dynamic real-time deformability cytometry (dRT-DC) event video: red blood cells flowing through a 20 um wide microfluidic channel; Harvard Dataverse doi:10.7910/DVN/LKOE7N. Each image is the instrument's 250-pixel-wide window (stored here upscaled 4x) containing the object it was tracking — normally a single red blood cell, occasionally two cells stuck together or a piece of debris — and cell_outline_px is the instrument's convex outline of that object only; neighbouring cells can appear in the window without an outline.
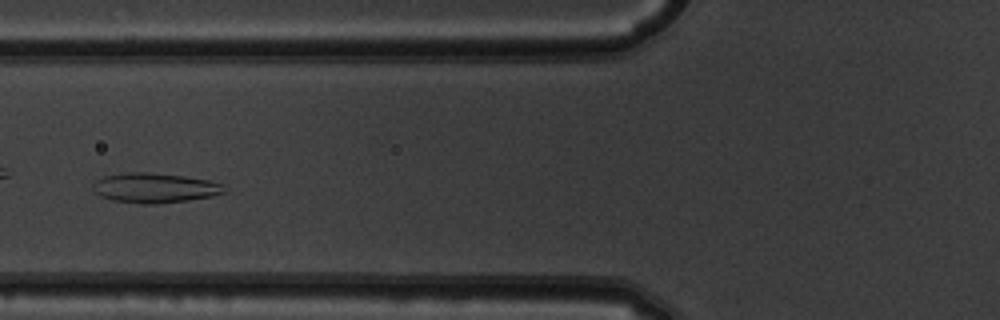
{"species": "common noctule bat (a hibernating species)", "species_latin": "Nyctalus noctula", "temperature_condition": "warm", "stored_images_in_passage": 54, "camera_frame_rate_fps": 3000, "um_per_image_px": 0.085, "animal": {"sex": "male", "body_mass_g": 19.5, "forearm_length_mm": 54.6}, "frame": {"image": 1, "passage_image": 22, "time_ms": 7.0, "image_size_px": [1000, 320], "cell_outline_px": [[228, 192], [212, 196], [188, 200], [156, 204], [140, 204], [112, 200], [100, 196], [92, 192], [92, 184], [96, 180], [104, 176], [128, 172], [148, 172], [184, 176], [208, 180], [224, 184]], "centroid_in_image_um": [13.14, 15.97], "position_along_channel_um": 112.7, "area_um2": 23.12}}
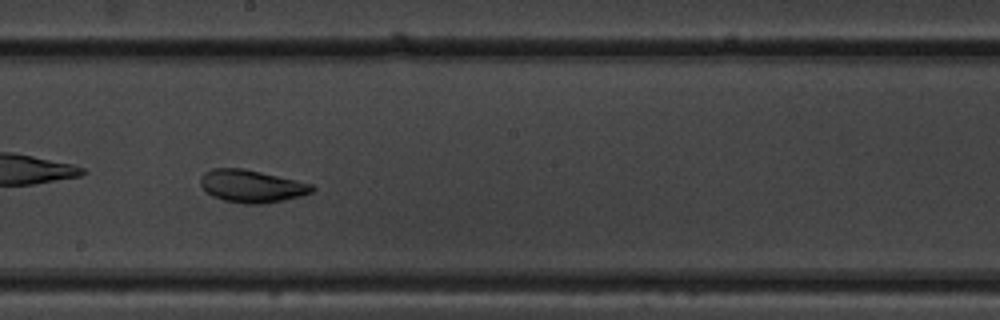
{"frame": {"image": 2, "passage_image": 31, "time_ms": 10.0, "image_size_px": [1000, 320], "cell_outline_px": [[316, 188], [312, 192], [300, 196], [284, 200], [260, 204], [244, 204], [224, 200], [212, 196], [200, 184], [200, 180], [204, 172], [212, 168], [244, 168], [296, 180], [312, 184]], "centroid_in_image_um": [21.39, 15.82], "position_along_channel_um": 226.8, "area_um2": 21.1}}
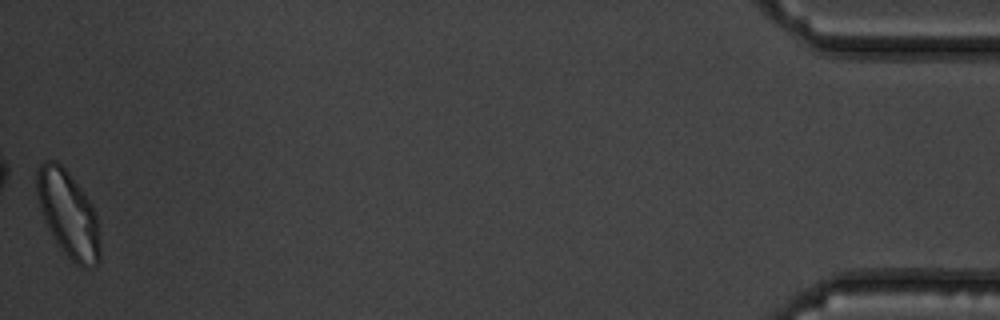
{"frame": {"image": 3, "passage_image": 54, "time_ms": 17.667, "image_size_px": [1000, 320], "cell_outline_px": [[100, 260], [96, 264], [88, 268], [84, 268], [76, 264], [64, 252], [52, 236], [48, 228], [40, 208], [36, 196], [36, 172], [40, 164], [44, 160], [56, 160], [68, 172], [84, 192], [92, 204], [96, 212], [100, 244]], "centroid_in_image_um": [5.8, 18.18], "position_along_channel_um": 429.4, "area_um2": 31.85}, "authors_computed_cell_mechanics": {"area_um2": 26.1545, "velocity_mm_per_s": 3.8175, "shape_relaxation_time_tau1_ms": 8.8022, "shape_relaxation_time_tau2_ms": 1.1931, "deformation_change_tau1": 0.2319, "deformation_change_tau2": 0.073}}